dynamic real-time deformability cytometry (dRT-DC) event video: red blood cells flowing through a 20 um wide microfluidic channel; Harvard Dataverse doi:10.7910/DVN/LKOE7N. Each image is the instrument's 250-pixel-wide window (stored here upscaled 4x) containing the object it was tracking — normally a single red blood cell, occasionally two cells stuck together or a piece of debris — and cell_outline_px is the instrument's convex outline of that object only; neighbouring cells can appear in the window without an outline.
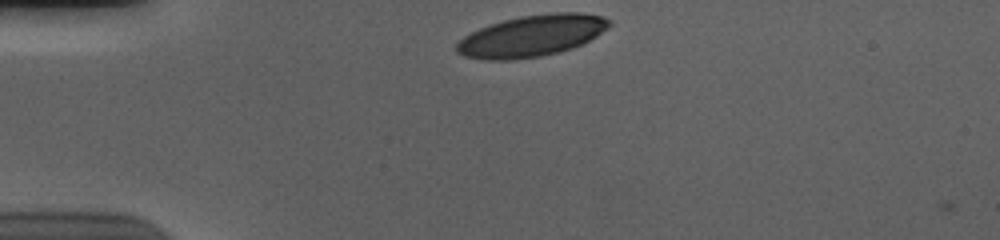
{"species": "human", "species_latin": "Homo sapiens", "temperature_condition": "cold", "stored_images_in_passage": 34, "camera_frame_rate_fps": 3000, "um_per_image_px": 0.085, "donor": {"sex": "male"}, "frame": {"image": 1, "passage_image": 1, "time_ms": 0.0, "image_size_px": [1000, 240], "cell_outline_px": [[612, 24], [608, 28], [596, 36], [572, 48], [560, 52], [540, 56], [512, 60], [484, 60], [464, 56], [456, 52], [456, 44], [464, 36], [480, 28], [504, 20], [520, 16], [556, 12], [580, 12], [604, 16], [612, 20]], "centroid_in_image_um": [45.22, 3.04], "position_along_channel_um": 39.8, "area_um2": 36.88}}
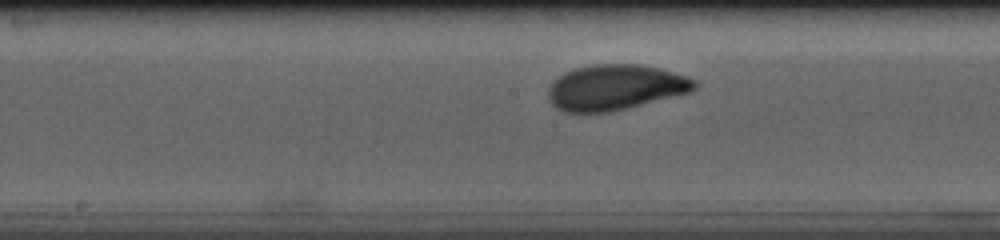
{"frame": {"image": 2, "passage_image": 17, "time_ms": 5.333, "image_size_px": [1000, 240], "cell_outline_px": [[696, 88], [692, 92], [628, 108], [608, 112], [564, 112], [556, 108], [548, 100], [548, 88], [564, 72], [576, 68], [592, 64], [640, 64], [660, 68], [688, 76], [696, 80]], "centroid_in_image_um": [52.33, 7.43], "position_along_channel_um": 195.9, "area_um2": 38.96}}
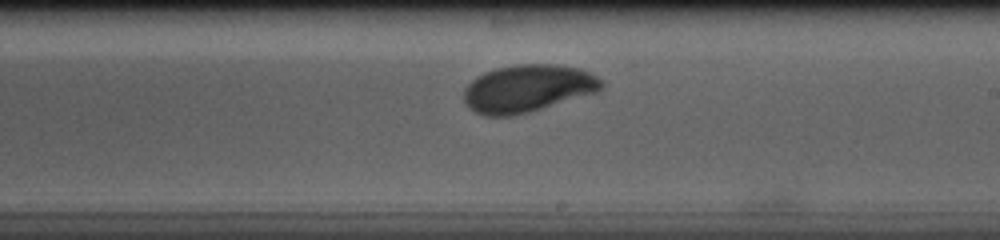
{"frame": {"image": 3, "passage_image": 21, "time_ms": 6.667, "image_size_px": [1000, 240], "cell_outline_px": [[604, 88], [596, 92], [528, 112], [512, 116], [484, 116], [468, 108], [464, 100], [464, 88], [476, 76], [484, 72], [496, 68], [516, 64], [552, 64], [580, 68], [596, 76], [604, 84]], "centroid_in_image_um": [44.82, 7.51], "position_along_channel_um": 244.2, "area_um2": 37.97}, "authors_computed_cell_mechanics": {"area_um2": 37.7723, "velocity_mm_per_s": 3.6459, "shape_relaxation_time_tau1_ms": 3.8155, "shape_relaxation_time_tau2_ms": null, "deformation_change_tau1": 0.1891, "deformation_change_tau2": null}}